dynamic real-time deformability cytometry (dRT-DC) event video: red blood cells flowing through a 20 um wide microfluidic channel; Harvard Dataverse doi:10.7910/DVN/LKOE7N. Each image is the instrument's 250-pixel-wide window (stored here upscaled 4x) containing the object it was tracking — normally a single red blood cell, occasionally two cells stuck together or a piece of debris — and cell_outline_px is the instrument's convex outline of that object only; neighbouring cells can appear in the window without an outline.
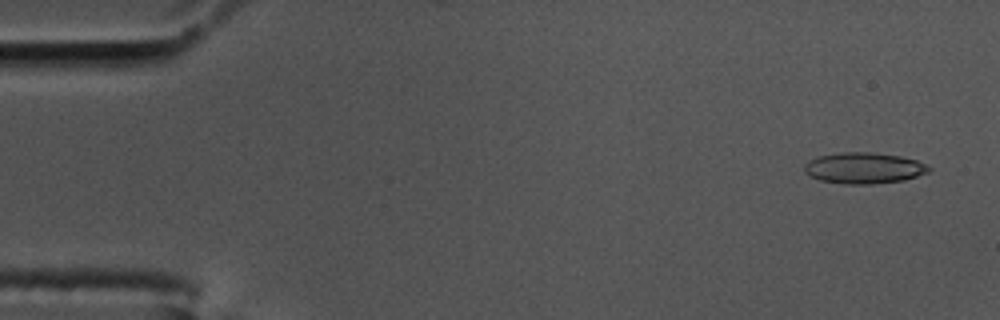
{"species": "common noctule bat (a hibernating species)", "species_latin": "Nyctalus noctula", "temperature_condition": "cold", "stored_images_in_passage": 58, "camera_frame_rate_fps": 3000, "um_per_image_px": 0.085, "animal": {"sex": "male", "body_mass_g": 17.5, "forearm_length_mm": 52.3}, "frame": {"image": 1, "passage_image": 3, "time_ms": 0.667, "image_size_px": [1000, 320], "cell_outline_px": [[932, 168], [928, 172], [904, 180], [872, 184], [844, 184], [820, 180], [804, 172], [804, 164], [808, 160], [816, 156], [840, 152], [872, 152], [900, 156], [916, 160]], "centroid_in_image_um": [73.39, 14.28], "position_along_channel_um": 11.6, "area_um2": 22.6}}
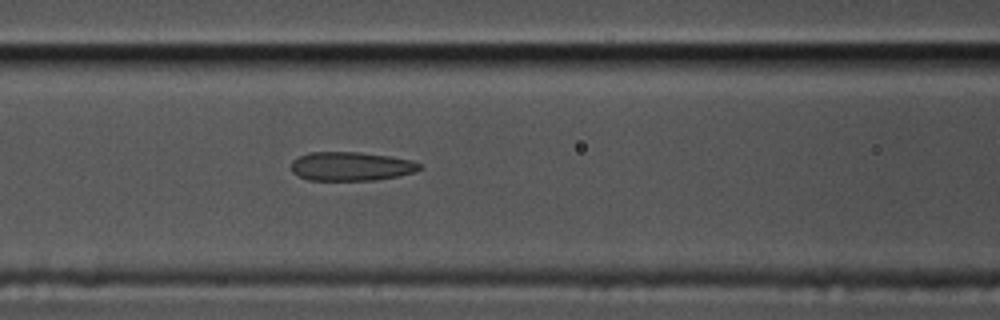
{"frame": {"image": 2, "passage_image": 24, "time_ms": 7.667, "image_size_px": [1000, 320], "cell_outline_px": [[420, 168], [412, 172], [400, 176], [376, 180], [308, 180], [292, 172], [292, 160], [308, 152], [360, 152], [388, 156], [412, 160], [420, 164]], "centroid_in_image_um": [29.82, 14.14], "position_along_channel_um": 136.8, "area_um2": 21.5}}
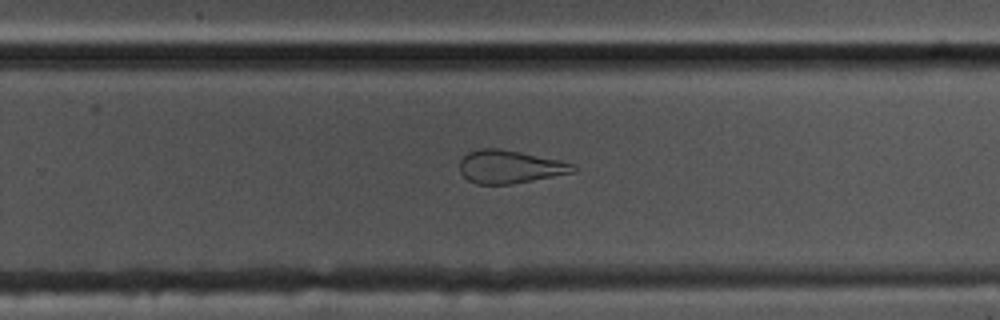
{"frame": {"image": 3, "passage_image": 37, "time_ms": 12.0, "image_size_px": [1000, 320], "cell_outline_px": [[576, 172], [512, 184], [476, 184], [468, 180], [460, 172], [460, 160], [468, 152], [480, 148], [500, 148], [560, 160], [576, 164]], "centroid_in_image_um": [43.35, 14.17], "position_along_channel_um": 286.5, "area_um2": 21.96}, "authors_computed_cell_mechanics": {"area_um2": 22.7732, "velocity_mm_per_s": 3.4633, "shape_relaxation_time_tau1_ms": null, "shape_relaxation_time_tau2_ms": 1.9826, "deformation_change_tau1": null, "deformation_change_tau2": 0.0981}}